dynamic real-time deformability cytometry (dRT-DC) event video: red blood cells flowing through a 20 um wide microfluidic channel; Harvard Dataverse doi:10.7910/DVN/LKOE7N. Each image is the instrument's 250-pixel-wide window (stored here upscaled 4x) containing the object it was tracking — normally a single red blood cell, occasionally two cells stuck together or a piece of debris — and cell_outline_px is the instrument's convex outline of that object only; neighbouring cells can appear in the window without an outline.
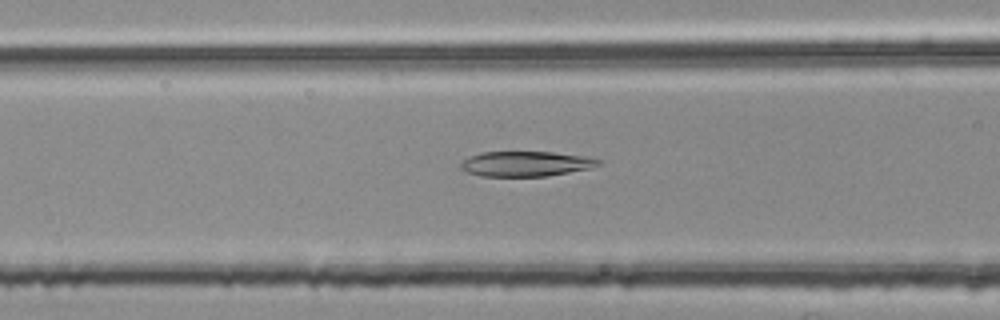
{"species": "common noctule bat (a hibernating species)", "species_latin": "Nyctalus noctula", "temperature_condition": "room temperature", "stored_images_in_passage": 46, "camera_frame_rate_fps": 3000, "um_per_image_px": 0.085, "animal": {"sex": "female", "body_mass_g": 25.1}, "frame": {"image": 1, "passage_image": 20, "time_ms": 6.333, "image_size_px": [1000, 320], "cell_outline_px": [[600, 164], [592, 168], [548, 176], [480, 176], [468, 172], [460, 168], [460, 164], [468, 156], [480, 152], [552, 152], [584, 156], [600, 160]], "centroid_in_image_um": [44.68, 13.92], "position_along_channel_um": 121.9, "area_um2": 20.11}}
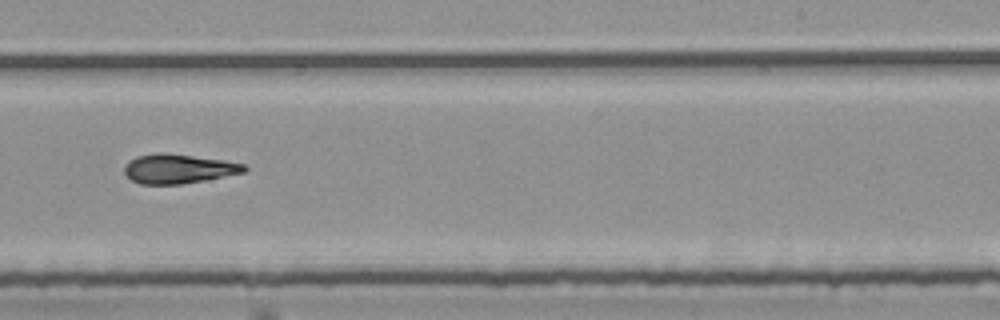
{"frame": {"image": 2, "passage_image": 32, "time_ms": 10.333, "image_size_px": [1000, 320], "cell_outline_px": [[248, 168], [244, 172], [204, 180], [180, 184], [140, 184], [132, 180], [124, 172], [124, 168], [128, 160], [136, 156], [156, 152], [164, 152], [224, 160], [244, 164]], "centroid_in_image_um": [15.13, 14.33], "position_along_channel_um": 273.9, "area_um2": 20.46}}
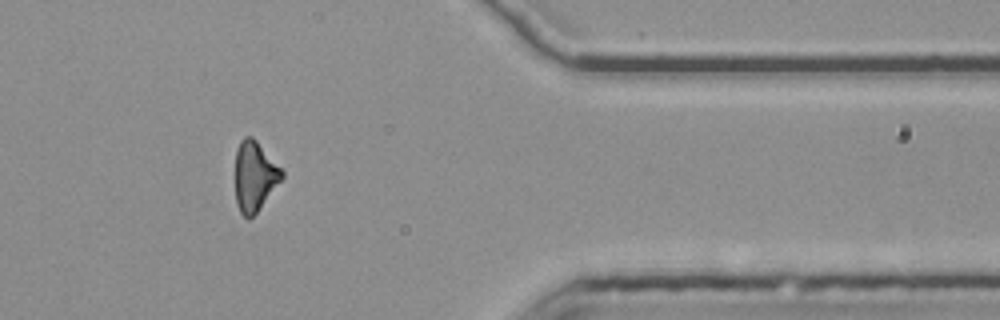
{"frame": {"image": 3, "passage_image": 43, "time_ms": 14.0, "image_size_px": [1000, 320], "cell_outline_px": [[284, 176], [260, 208], [248, 220], [240, 212], [236, 204], [236, 148], [240, 140], [244, 136], [252, 136], [256, 140], [284, 172]], "centroid_in_image_um": [21.63, 14.97], "position_along_channel_um": 389.8, "area_um2": 18.79}, "authors_computed_cell_mechanics": {"area_um2": 20.9236, "velocity_mm_per_s": 3.8013, "shape_relaxation_time_tau1_ms": null, "shape_relaxation_time_tau2_ms": 7.5907, "deformation_change_tau1": null, "deformation_change_tau2": 0.1563}}